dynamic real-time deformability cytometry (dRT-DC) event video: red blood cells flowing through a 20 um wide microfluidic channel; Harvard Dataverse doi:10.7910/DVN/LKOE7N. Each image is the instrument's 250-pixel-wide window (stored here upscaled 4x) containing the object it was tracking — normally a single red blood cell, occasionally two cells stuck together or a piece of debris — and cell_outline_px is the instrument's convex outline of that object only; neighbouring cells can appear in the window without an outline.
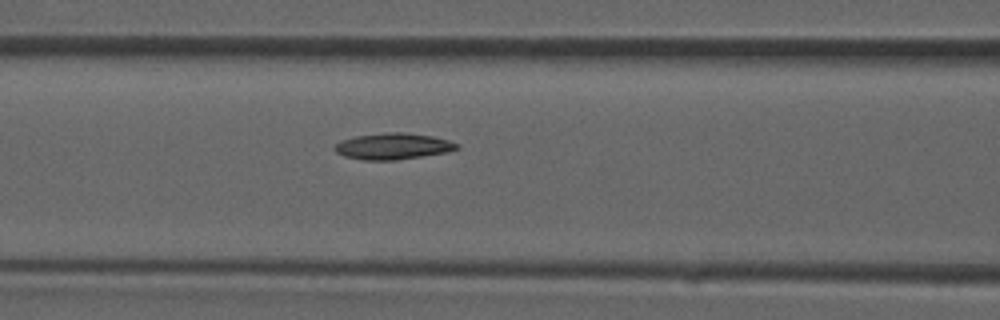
{"species": "common noctule bat (a hibernating species)", "species_latin": "Nyctalus noctula", "temperature_condition": "room temperature", "stored_images_in_passage": 27, "camera_frame_rate_fps": 3000, "um_per_image_px": 0.085, "animal": {"sex": "male", "forearm_length_mm": 52.5}, "frame": {"image": 1, "passage_image": 5, "time_ms": 1.333, "image_size_px": [1000, 320], "cell_outline_px": [[460, 148], [448, 152], [396, 160], [364, 160], [344, 156], [336, 152], [332, 148], [340, 140], [356, 136], [384, 132], [404, 132], [432, 136], [448, 140], [460, 144]], "centroid_in_image_um": [33.41, 12.43], "position_along_channel_um": 133.2, "area_um2": 18.84}}
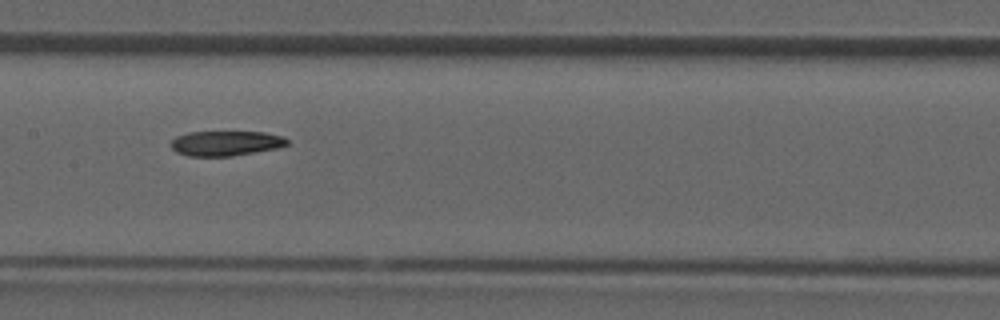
{"frame": {"image": 2, "passage_image": 8, "time_ms": 2.333, "image_size_px": [1000, 320], "cell_outline_px": [[288, 144], [276, 148], [232, 156], [188, 156], [176, 152], [172, 148], [172, 140], [176, 136], [188, 132], [264, 132], [284, 136], [288, 140]], "centroid_in_image_um": [19.19, 12.17], "position_along_channel_um": 188.2, "area_um2": 16.82}}